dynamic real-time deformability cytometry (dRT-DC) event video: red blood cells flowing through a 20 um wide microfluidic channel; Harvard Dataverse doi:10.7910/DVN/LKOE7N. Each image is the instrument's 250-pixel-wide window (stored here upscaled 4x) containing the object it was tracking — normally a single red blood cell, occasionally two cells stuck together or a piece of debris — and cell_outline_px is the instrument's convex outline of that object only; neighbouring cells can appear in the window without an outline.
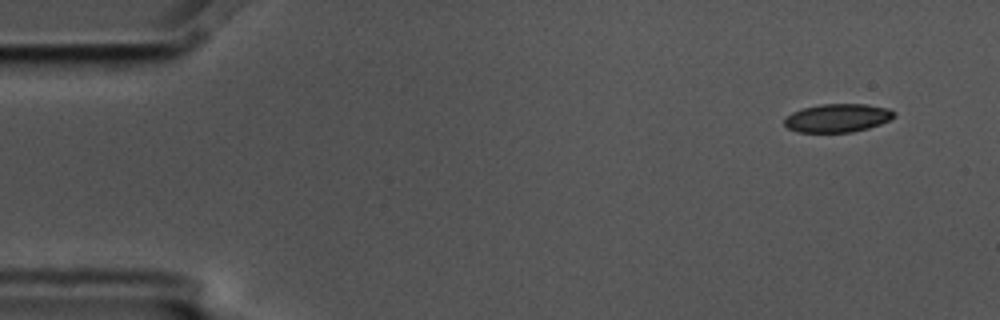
{"species": "common noctule bat (a hibernating species)", "species_latin": "Nyctalus noctula", "temperature_condition": "cold", "stored_images_in_passage": 5, "camera_frame_rate_fps": 3000, "um_per_image_px": 0.085, "animal": {"sex": "male", "body_mass_g": 17.5, "forearm_length_mm": 52.3}, "frame": {"image": 1, "passage_image": 1, "time_ms": 0.0, "image_size_px": [1000, 320], "cell_outline_px": [[896, 116], [880, 124], [868, 128], [852, 132], [796, 132], [788, 128], [784, 124], [784, 116], [792, 112], [804, 108], [820, 104], [868, 104], [888, 108], [896, 112]], "centroid_in_image_um": [71.18, 10.02], "position_along_channel_um": 13.8, "area_um2": 18.26}}
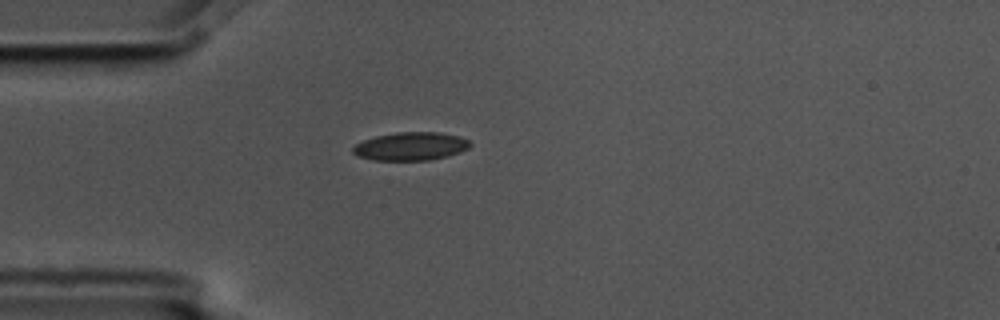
{"frame": {"image": 2, "passage_image": 4, "time_ms": 1.0, "image_size_px": [1000, 320], "cell_outline_px": [[472, 144], [468, 148], [460, 152], [448, 156], [428, 160], [372, 160], [360, 156], [352, 152], [352, 148], [356, 144], [364, 140], [376, 136], [396, 132], [440, 132], [460, 136], [468, 140]], "centroid_in_image_um": [34.94, 12.43], "position_along_channel_um": 50.1, "area_um2": 19.25}}